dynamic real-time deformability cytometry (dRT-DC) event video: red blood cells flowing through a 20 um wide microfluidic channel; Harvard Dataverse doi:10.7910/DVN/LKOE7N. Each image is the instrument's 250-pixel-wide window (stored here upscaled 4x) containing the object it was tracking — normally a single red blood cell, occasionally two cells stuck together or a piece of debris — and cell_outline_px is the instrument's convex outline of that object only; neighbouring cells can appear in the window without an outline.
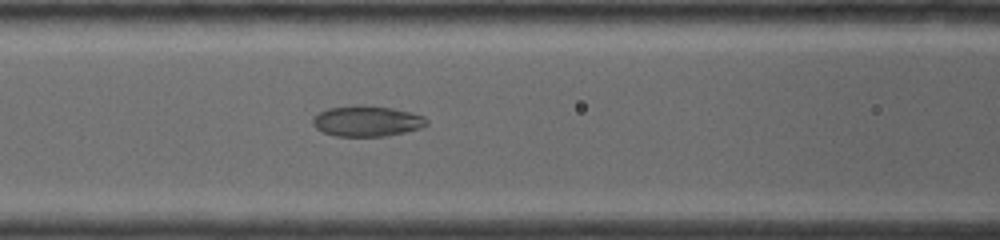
{"species": "common noctule bat (a hibernating species)", "species_latin": "Nyctalus noctula", "temperature_condition": "warm", "stored_images_in_passage": 94, "camera_frame_rate_fps": 4500, "um_per_image_px": 0.085, "animal": {"sex": "female", "body_mass_g": 19.0, "forearm_length_mm": 53.3}, "frame": {"image": 1, "passage_image": 32, "time_ms": 4.444, "image_size_px": [1000, 240], "cell_outline_px": [[428, 124], [420, 128], [404, 132], [384, 136], [336, 136], [324, 132], [316, 128], [312, 124], [312, 120], [320, 112], [328, 108], [356, 104], [360, 104], [392, 108], [412, 112], [424, 116], [428, 120]], "centroid_in_image_um": [31.2, 10.28], "position_along_channel_um": 135.4, "area_um2": 20.4}}
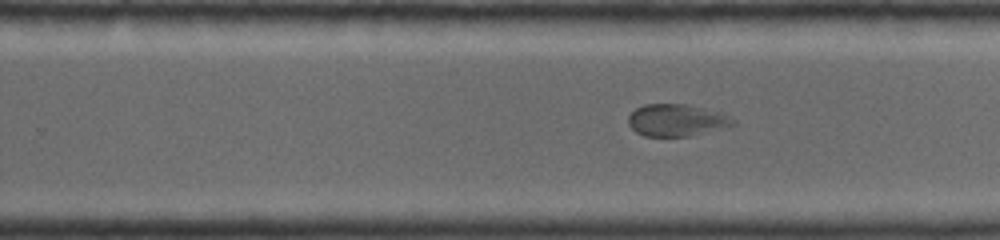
{"frame": {"image": 2, "passage_image": 51, "time_ms": 8.0, "image_size_px": [1000, 240], "cell_outline_px": [[736, 124], [688, 136], [644, 136], [636, 132], [628, 124], [628, 116], [636, 108], [644, 104], [688, 104], [716, 112], [728, 116], [736, 120]], "centroid_in_image_um": [57.45, 10.21], "position_along_channel_um": 272.4, "area_um2": 19.25}}
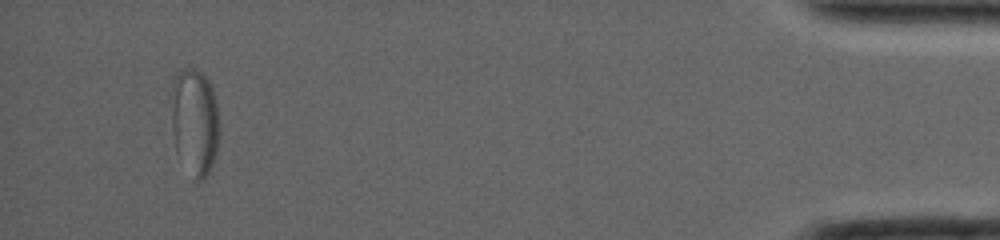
{"frame": {"image": 3, "passage_image": 94, "time_ms": 14.444, "image_size_px": [1000, 240], "cell_outline_px": [[216, 156], [204, 180], [196, 180], [176, 152], [172, 132], [172, 88], [176, 72], [184, 68], [192, 68], [200, 72], [208, 80], [212, 88], [216, 100]], "centroid_in_image_um": [16.51, 10.32], "position_along_channel_um": 418.7, "area_um2": 29.19}}